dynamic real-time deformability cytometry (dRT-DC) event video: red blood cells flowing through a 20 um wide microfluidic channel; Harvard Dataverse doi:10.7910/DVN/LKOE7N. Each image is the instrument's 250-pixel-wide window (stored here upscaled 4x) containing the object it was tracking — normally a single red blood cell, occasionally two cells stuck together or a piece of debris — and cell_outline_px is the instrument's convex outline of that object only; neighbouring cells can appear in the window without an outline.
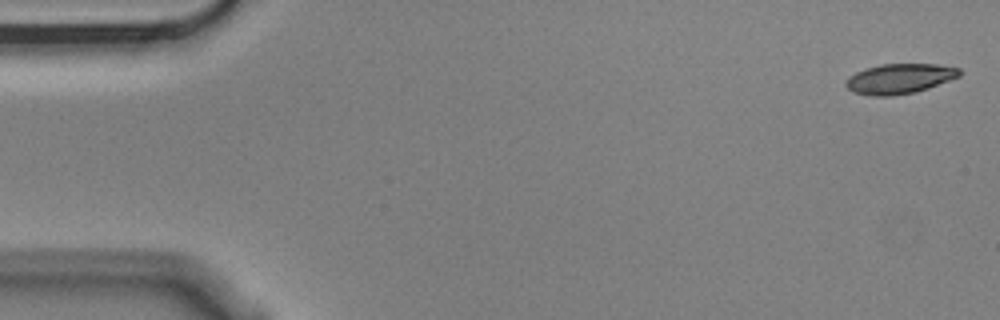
{"species": "Egyptian fruit bat (a non-hibernating species)", "species_latin": "Rousettus aegyptiacus", "temperature_condition": "cold", "stored_images_in_passage": 5, "camera_frame_rate_fps": 3000, "um_per_image_px": 0.085, "animal": {"sex": "male"}, "frame": {"image": 1, "passage_image": 1, "time_ms": 0.0, "image_size_px": [1000, 320], "cell_outline_px": [[960, 76], [928, 88], [916, 92], [892, 96], [872, 96], [856, 92], [848, 88], [844, 84], [848, 76], [864, 68], [880, 64], [936, 64], [960, 68]], "centroid_in_image_um": [76.44, 6.68], "position_along_channel_um": 8.6, "area_um2": 19.88}}
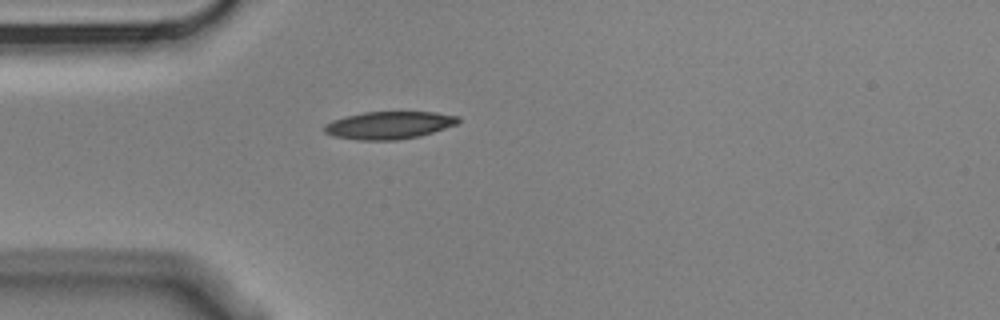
{"frame": {"image": 2, "passage_image": 5, "time_ms": 1.333, "image_size_px": [1000, 320], "cell_outline_px": [[460, 120], [456, 124], [420, 136], [396, 140], [360, 140], [332, 136], [324, 132], [324, 124], [332, 120], [344, 116], [364, 112], [436, 112], [460, 116]], "centroid_in_image_um": [33.04, 10.64], "position_along_channel_um": 52.0, "area_um2": 21.56}}